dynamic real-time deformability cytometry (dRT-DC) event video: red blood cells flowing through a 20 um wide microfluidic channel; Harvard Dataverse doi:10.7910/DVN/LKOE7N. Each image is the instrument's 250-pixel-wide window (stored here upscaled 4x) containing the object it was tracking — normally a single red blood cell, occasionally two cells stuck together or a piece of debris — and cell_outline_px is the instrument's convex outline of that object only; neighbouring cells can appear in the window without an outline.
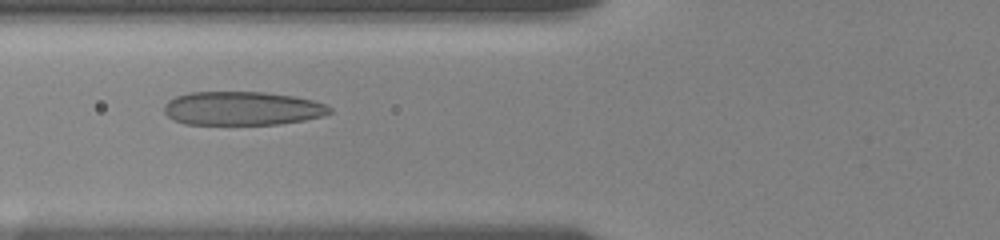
{"species": "human", "species_latin": "Homo sapiens", "temperature_condition": "room temperature", "stored_images_in_passage": 56, "camera_frame_rate_fps": 3000, "um_per_image_px": 0.085, "donor": {"sex": "female"}, "frame": {"image": 1, "passage_image": 22, "time_ms": 7.0, "image_size_px": [1000, 240], "cell_outline_px": [[332, 112], [324, 116], [304, 120], [280, 124], [184, 124], [172, 120], [164, 112], [164, 104], [168, 100], [176, 96], [188, 92], [264, 92], [296, 96], [312, 100], [324, 104], [332, 108]], "centroid_in_image_um": [20.58, 9.21], "position_along_channel_um": 105.2, "area_um2": 32.77}}
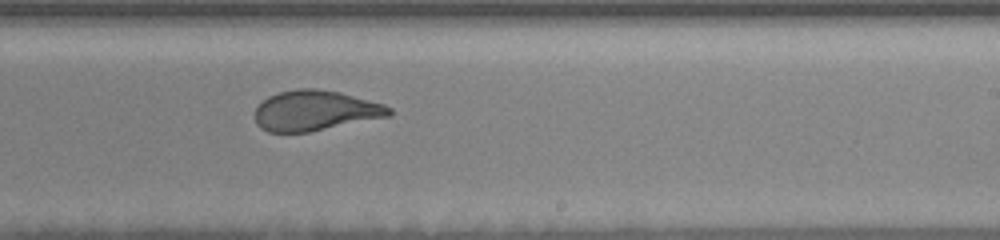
{"frame": {"image": 2, "passage_image": 35, "time_ms": 11.333, "image_size_px": [1000, 240], "cell_outline_px": [[392, 116], [308, 132], [268, 132], [260, 128], [256, 124], [256, 108], [268, 96], [280, 92], [296, 88], [316, 88], [340, 92], [384, 104], [392, 108]], "centroid_in_image_um": [26.82, 9.4], "position_along_channel_um": 262.2, "area_um2": 31.56}}
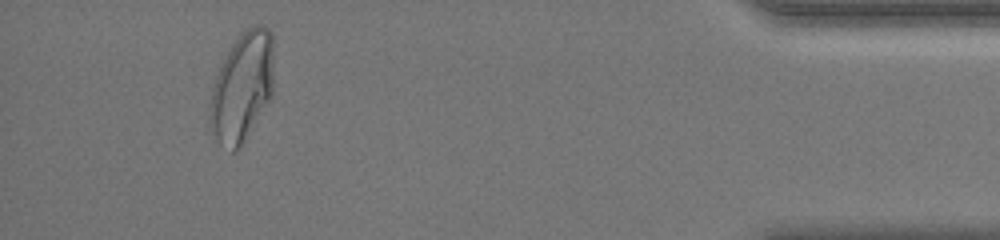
{"frame": {"image": 3, "passage_image": 52, "time_ms": 17.0, "image_size_px": [1000, 240], "cell_outline_px": [[272, 96], [240, 148], [236, 152], [232, 152], [220, 144], [208, 124], [212, 88], [220, 64], [232, 44], [248, 28], [256, 24], [264, 24], [272, 32]], "centroid_in_image_um": [20.57, 7.42], "position_along_channel_um": 414.6, "area_um2": 40.58}, "authors_computed_cell_mechanics": {"area_um2": 33.6107, "velocity_mm_per_s": 3.6223, "shape_relaxation_time_tau1_ms": 6.7588, "shape_relaxation_time_tau2_ms": 1.0028, "deformation_change_tau1": 0.2323, "deformation_change_tau2": 0.085}}